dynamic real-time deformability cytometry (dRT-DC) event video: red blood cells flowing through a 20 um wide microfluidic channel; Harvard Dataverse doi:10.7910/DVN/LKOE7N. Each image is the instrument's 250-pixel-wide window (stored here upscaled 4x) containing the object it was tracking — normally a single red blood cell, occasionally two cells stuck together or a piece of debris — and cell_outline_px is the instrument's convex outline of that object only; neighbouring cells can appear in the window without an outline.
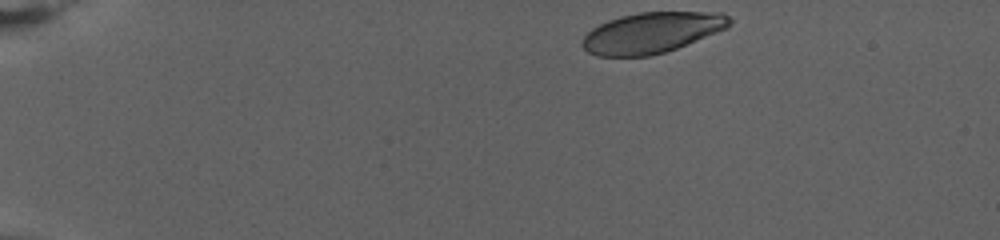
{"species": "human", "species_latin": "Homo sapiens", "temperature_condition": "warm", "stored_images_in_passage": 56, "camera_frame_rate_fps": 3000, "um_per_image_px": 0.085, "donor": {"sex": "female"}, "frame": {"image": 1, "passage_image": 1, "time_ms": 0.0, "image_size_px": [1000, 240], "cell_outline_px": [[732, 24], [728, 28], [676, 48], [664, 52], [648, 56], [596, 56], [588, 52], [580, 44], [584, 36], [592, 28], [608, 20], [620, 16], [640, 12], [724, 12], [732, 20]], "centroid_in_image_um": [55.41, 2.77], "position_along_channel_um": 29.6, "area_um2": 34.97}}
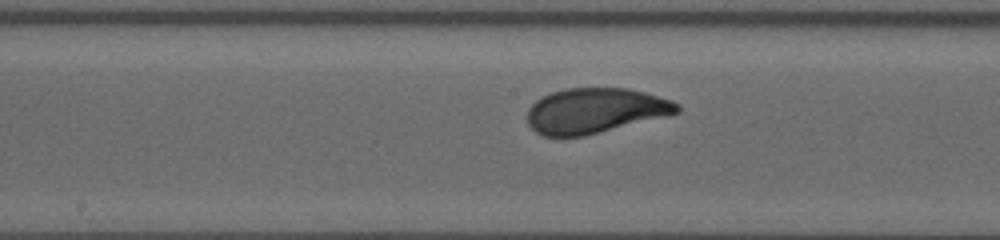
{"frame": {"image": 2, "passage_image": 30, "time_ms": 9.667, "image_size_px": [1000, 240], "cell_outline_px": [[680, 112], [668, 116], [584, 136], [540, 136], [528, 124], [528, 108], [536, 100], [552, 92], [568, 88], [628, 88], [644, 92], [672, 100], [680, 104]], "centroid_in_image_um": [50.61, 9.41], "position_along_channel_um": 197.6, "area_um2": 39.48}}
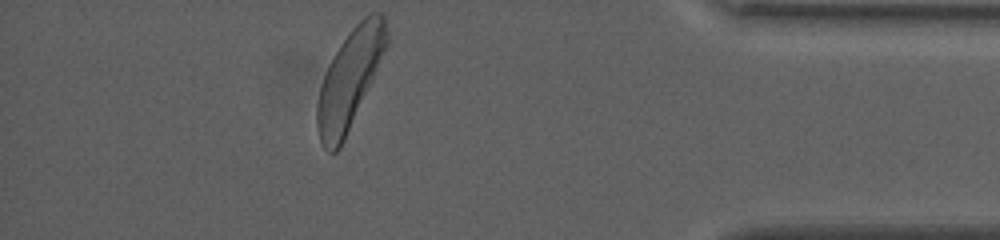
{"frame": {"image": 3, "passage_image": 56, "time_ms": 18.333, "image_size_px": [1000, 240], "cell_outline_px": [[388, 44], [372, 80], [344, 140], [340, 148], [336, 152], [328, 152], [324, 148], [320, 140], [316, 124], [316, 104], [320, 88], [324, 76], [340, 44], [352, 28], [364, 16], [372, 12], [380, 12], [384, 16], [388, 32]], "centroid_in_image_um": [29.72, 6.72], "position_along_channel_um": 405.5, "area_um2": 39.3}, "authors_computed_cell_mechanics": {"area_um2": 39.2751, "velocity_mm_per_s": 2.7633, "shape_relaxation_time_tau1_ms": 3.7501, "shape_relaxation_time_tau2_ms": 1.1099, "deformation_change_tau1": 0.1612, "deformation_change_tau2": 0.0728}}